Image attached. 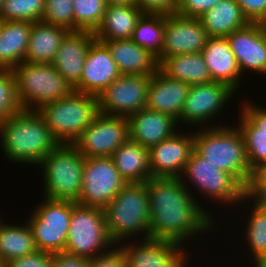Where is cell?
<instances>
[{
  "label": "cell",
  "mask_w": 266,
  "mask_h": 267,
  "mask_svg": "<svg viewBox=\"0 0 266 267\" xmlns=\"http://www.w3.org/2000/svg\"><path fill=\"white\" fill-rule=\"evenodd\" d=\"M185 183L180 178L147 181L151 239L183 244L187 238L208 232L214 226L213 216L195 202Z\"/></svg>",
  "instance_id": "obj_1"
},
{
  "label": "cell",
  "mask_w": 266,
  "mask_h": 267,
  "mask_svg": "<svg viewBox=\"0 0 266 267\" xmlns=\"http://www.w3.org/2000/svg\"><path fill=\"white\" fill-rule=\"evenodd\" d=\"M5 156L10 161L40 165L59 145L37 110H24L0 122Z\"/></svg>",
  "instance_id": "obj_2"
},
{
  "label": "cell",
  "mask_w": 266,
  "mask_h": 267,
  "mask_svg": "<svg viewBox=\"0 0 266 267\" xmlns=\"http://www.w3.org/2000/svg\"><path fill=\"white\" fill-rule=\"evenodd\" d=\"M205 129L194 134V151L219 170L230 173L245 188L251 168L240 129L226 125Z\"/></svg>",
  "instance_id": "obj_3"
},
{
  "label": "cell",
  "mask_w": 266,
  "mask_h": 267,
  "mask_svg": "<svg viewBox=\"0 0 266 267\" xmlns=\"http://www.w3.org/2000/svg\"><path fill=\"white\" fill-rule=\"evenodd\" d=\"M109 237L114 243L144 233L150 239V198L147 182L128 183L103 209Z\"/></svg>",
  "instance_id": "obj_4"
},
{
  "label": "cell",
  "mask_w": 266,
  "mask_h": 267,
  "mask_svg": "<svg viewBox=\"0 0 266 267\" xmlns=\"http://www.w3.org/2000/svg\"><path fill=\"white\" fill-rule=\"evenodd\" d=\"M37 111L59 144H73L99 113L98 97L74 90Z\"/></svg>",
  "instance_id": "obj_5"
},
{
  "label": "cell",
  "mask_w": 266,
  "mask_h": 267,
  "mask_svg": "<svg viewBox=\"0 0 266 267\" xmlns=\"http://www.w3.org/2000/svg\"><path fill=\"white\" fill-rule=\"evenodd\" d=\"M85 157L73 144H59L40 163L45 197L77 203L82 190Z\"/></svg>",
  "instance_id": "obj_6"
},
{
  "label": "cell",
  "mask_w": 266,
  "mask_h": 267,
  "mask_svg": "<svg viewBox=\"0 0 266 267\" xmlns=\"http://www.w3.org/2000/svg\"><path fill=\"white\" fill-rule=\"evenodd\" d=\"M12 71L18 101L24 110H37L41 105L59 100L74 91L52 64L23 61Z\"/></svg>",
  "instance_id": "obj_7"
},
{
  "label": "cell",
  "mask_w": 266,
  "mask_h": 267,
  "mask_svg": "<svg viewBox=\"0 0 266 267\" xmlns=\"http://www.w3.org/2000/svg\"><path fill=\"white\" fill-rule=\"evenodd\" d=\"M112 246H115V243L108 235L103 208L72 202L71 221L64 251L91 259L108 252L106 248Z\"/></svg>",
  "instance_id": "obj_8"
},
{
  "label": "cell",
  "mask_w": 266,
  "mask_h": 267,
  "mask_svg": "<svg viewBox=\"0 0 266 267\" xmlns=\"http://www.w3.org/2000/svg\"><path fill=\"white\" fill-rule=\"evenodd\" d=\"M43 200L45 202L40 203L27 220L36 247L50 253L64 251L71 221L72 201Z\"/></svg>",
  "instance_id": "obj_9"
},
{
  "label": "cell",
  "mask_w": 266,
  "mask_h": 267,
  "mask_svg": "<svg viewBox=\"0 0 266 267\" xmlns=\"http://www.w3.org/2000/svg\"><path fill=\"white\" fill-rule=\"evenodd\" d=\"M185 176L198 188V191H203L204 195H208L214 201L223 202V204L233 202V205L246 200L245 188L230 173L219 170L194 150L181 174L182 182L186 180Z\"/></svg>",
  "instance_id": "obj_10"
},
{
  "label": "cell",
  "mask_w": 266,
  "mask_h": 267,
  "mask_svg": "<svg viewBox=\"0 0 266 267\" xmlns=\"http://www.w3.org/2000/svg\"><path fill=\"white\" fill-rule=\"evenodd\" d=\"M127 184L111 157L85 158L77 204L104 209Z\"/></svg>",
  "instance_id": "obj_11"
},
{
  "label": "cell",
  "mask_w": 266,
  "mask_h": 267,
  "mask_svg": "<svg viewBox=\"0 0 266 267\" xmlns=\"http://www.w3.org/2000/svg\"><path fill=\"white\" fill-rule=\"evenodd\" d=\"M129 139L127 117L99 112L73 145L85 158L111 157Z\"/></svg>",
  "instance_id": "obj_12"
},
{
  "label": "cell",
  "mask_w": 266,
  "mask_h": 267,
  "mask_svg": "<svg viewBox=\"0 0 266 267\" xmlns=\"http://www.w3.org/2000/svg\"><path fill=\"white\" fill-rule=\"evenodd\" d=\"M151 77L120 75L98 96L99 112L128 117L145 108Z\"/></svg>",
  "instance_id": "obj_13"
},
{
  "label": "cell",
  "mask_w": 266,
  "mask_h": 267,
  "mask_svg": "<svg viewBox=\"0 0 266 267\" xmlns=\"http://www.w3.org/2000/svg\"><path fill=\"white\" fill-rule=\"evenodd\" d=\"M234 92L228 85L215 81L190 85L177 123L182 121L198 126L214 119L218 112L221 115V109L229 102L230 97H233Z\"/></svg>",
  "instance_id": "obj_14"
},
{
  "label": "cell",
  "mask_w": 266,
  "mask_h": 267,
  "mask_svg": "<svg viewBox=\"0 0 266 267\" xmlns=\"http://www.w3.org/2000/svg\"><path fill=\"white\" fill-rule=\"evenodd\" d=\"M209 38L199 18L167 15L163 48L157 60L160 63L165 57L202 52Z\"/></svg>",
  "instance_id": "obj_15"
},
{
  "label": "cell",
  "mask_w": 266,
  "mask_h": 267,
  "mask_svg": "<svg viewBox=\"0 0 266 267\" xmlns=\"http://www.w3.org/2000/svg\"><path fill=\"white\" fill-rule=\"evenodd\" d=\"M135 244L130 242L119 246L124 253L126 267H188L189 258L180 243L150 238Z\"/></svg>",
  "instance_id": "obj_16"
},
{
  "label": "cell",
  "mask_w": 266,
  "mask_h": 267,
  "mask_svg": "<svg viewBox=\"0 0 266 267\" xmlns=\"http://www.w3.org/2000/svg\"><path fill=\"white\" fill-rule=\"evenodd\" d=\"M187 135V136H186ZM194 150V132H176L149 149L151 178H180Z\"/></svg>",
  "instance_id": "obj_17"
},
{
  "label": "cell",
  "mask_w": 266,
  "mask_h": 267,
  "mask_svg": "<svg viewBox=\"0 0 266 267\" xmlns=\"http://www.w3.org/2000/svg\"><path fill=\"white\" fill-rule=\"evenodd\" d=\"M120 75L107 46L95 40L89 47L80 82L74 90L98 97Z\"/></svg>",
  "instance_id": "obj_18"
},
{
  "label": "cell",
  "mask_w": 266,
  "mask_h": 267,
  "mask_svg": "<svg viewBox=\"0 0 266 267\" xmlns=\"http://www.w3.org/2000/svg\"><path fill=\"white\" fill-rule=\"evenodd\" d=\"M227 40L243 72L266 73V35L259 23H248L245 27L228 35ZM250 69V70H249Z\"/></svg>",
  "instance_id": "obj_19"
},
{
  "label": "cell",
  "mask_w": 266,
  "mask_h": 267,
  "mask_svg": "<svg viewBox=\"0 0 266 267\" xmlns=\"http://www.w3.org/2000/svg\"><path fill=\"white\" fill-rule=\"evenodd\" d=\"M95 40L94 32L70 31L56 53L52 65L73 88L80 82L87 52Z\"/></svg>",
  "instance_id": "obj_20"
},
{
  "label": "cell",
  "mask_w": 266,
  "mask_h": 267,
  "mask_svg": "<svg viewBox=\"0 0 266 267\" xmlns=\"http://www.w3.org/2000/svg\"><path fill=\"white\" fill-rule=\"evenodd\" d=\"M130 140L151 148L176 133L177 120L172 116L142 108L127 117Z\"/></svg>",
  "instance_id": "obj_21"
},
{
  "label": "cell",
  "mask_w": 266,
  "mask_h": 267,
  "mask_svg": "<svg viewBox=\"0 0 266 267\" xmlns=\"http://www.w3.org/2000/svg\"><path fill=\"white\" fill-rule=\"evenodd\" d=\"M189 87L182 81L169 78L159 69L150 79L145 107L168 114L178 121Z\"/></svg>",
  "instance_id": "obj_22"
},
{
  "label": "cell",
  "mask_w": 266,
  "mask_h": 267,
  "mask_svg": "<svg viewBox=\"0 0 266 267\" xmlns=\"http://www.w3.org/2000/svg\"><path fill=\"white\" fill-rule=\"evenodd\" d=\"M212 81L228 85L235 92L241 71L226 37H210L202 50Z\"/></svg>",
  "instance_id": "obj_23"
},
{
  "label": "cell",
  "mask_w": 266,
  "mask_h": 267,
  "mask_svg": "<svg viewBox=\"0 0 266 267\" xmlns=\"http://www.w3.org/2000/svg\"><path fill=\"white\" fill-rule=\"evenodd\" d=\"M100 42L109 49L121 75L153 76L159 70L157 57L131 39Z\"/></svg>",
  "instance_id": "obj_24"
},
{
  "label": "cell",
  "mask_w": 266,
  "mask_h": 267,
  "mask_svg": "<svg viewBox=\"0 0 266 267\" xmlns=\"http://www.w3.org/2000/svg\"><path fill=\"white\" fill-rule=\"evenodd\" d=\"M69 32L66 28L42 21L32 23L25 61L52 64L63 39Z\"/></svg>",
  "instance_id": "obj_25"
},
{
  "label": "cell",
  "mask_w": 266,
  "mask_h": 267,
  "mask_svg": "<svg viewBox=\"0 0 266 267\" xmlns=\"http://www.w3.org/2000/svg\"><path fill=\"white\" fill-rule=\"evenodd\" d=\"M143 13L135 4H107L103 20L94 32L96 40L130 39L137 21Z\"/></svg>",
  "instance_id": "obj_26"
},
{
  "label": "cell",
  "mask_w": 266,
  "mask_h": 267,
  "mask_svg": "<svg viewBox=\"0 0 266 267\" xmlns=\"http://www.w3.org/2000/svg\"><path fill=\"white\" fill-rule=\"evenodd\" d=\"M159 69L169 78L182 81L188 85L212 82L202 52L165 57L159 63Z\"/></svg>",
  "instance_id": "obj_27"
},
{
  "label": "cell",
  "mask_w": 266,
  "mask_h": 267,
  "mask_svg": "<svg viewBox=\"0 0 266 267\" xmlns=\"http://www.w3.org/2000/svg\"><path fill=\"white\" fill-rule=\"evenodd\" d=\"M111 158L127 183H143L151 178L149 148L129 139L111 155Z\"/></svg>",
  "instance_id": "obj_28"
},
{
  "label": "cell",
  "mask_w": 266,
  "mask_h": 267,
  "mask_svg": "<svg viewBox=\"0 0 266 267\" xmlns=\"http://www.w3.org/2000/svg\"><path fill=\"white\" fill-rule=\"evenodd\" d=\"M32 22L4 21L0 36V69H13L25 61Z\"/></svg>",
  "instance_id": "obj_29"
},
{
  "label": "cell",
  "mask_w": 266,
  "mask_h": 267,
  "mask_svg": "<svg viewBox=\"0 0 266 267\" xmlns=\"http://www.w3.org/2000/svg\"><path fill=\"white\" fill-rule=\"evenodd\" d=\"M209 37H227L249 22L242 14L236 0H220L215 6L199 17Z\"/></svg>",
  "instance_id": "obj_30"
},
{
  "label": "cell",
  "mask_w": 266,
  "mask_h": 267,
  "mask_svg": "<svg viewBox=\"0 0 266 267\" xmlns=\"http://www.w3.org/2000/svg\"><path fill=\"white\" fill-rule=\"evenodd\" d=\"M1 218V217H0ZM31 228L26 225L4 224L0 219V264L37 251Z\"/></svg>",
  "instance_id": "obj_31"
},
{
  "label": "cell",
  "mask_w": 266,
  "mask_h": 267,
  "mask_svg": "<svg viewBox=\"0 0 266 267\" xmlns=\"http://www.w3.org/2000/svg\"><path fill=\"white\" fill-rule=\"evenodd\" d=\"M165 23L166 15L143 13L130 39L158 57L163 48Z\"/></svg>",
  "instance_id": "obj_32"
},
{
  "label": "cell",
  "mask_w": 266,
  "mask_h": 267,
  "mask_svg": "<svg viewBox=\"0 0 266 267\" xmlns=\"http://www.w3.org/2000/svg\"><path fill=\"white\" fill-rule=\"evenodd\" d=\"M249 223L247 225L246 239L252 251L254 266L257 267L266 260V202L255 201Z\"/></svg>",
  "instance_id": "obj_33"
},
{
  "label": "cell",
  "mask_w": 266,
  "mask_h": 267,
  "mask_svg": "<svg viewBox=\"0 0 266 267\" xmlns=\"http://www.w3.org/2000/svg\"><path fill=\"white\" fill-rule=\"evenodd\" d=\"M106 0H73L74 31L95 32L106 11Z\"/></svg>",
  "instance_id": "obj_34"
},
{
  "label": "cell",
  "mask_w": 266,
  "mask_h": 267,
  "mask_svg": "<svg viewBox=\"0 0 266 267\" xmlns=\"http://www.w3.org/2000/svg\"><path fill=\"white\" fill-rule=\"evenodd\" d=\"M240 129L244 143L247 161L252 169L259 163L266 162V133H256V127L242 114H239Z\"/></svg>",
  "instance_id": "obj_35"
},
{
  "label": "cell",
  "mask_w": 266,
  "mask_h": 267,
  "mask_svg": "<svg viewBox=\"0 0 266 267\" xmlns=\"http://www.w3.org/2000/svg\"><path fill=\"white\" fill-rule=\"evenodd\" d=\"M45 0H4L0 17L4 21L38 22Z\"/></svg>",
  "instance_id": "obj_36"
},
{
  "label": "cell",
  "mask_w": 266,
  "mask_h": 267,
  "mask_svg": "<svg viewBox=\"0 0 266 267\" xmlns=\"http://www.w3.org/2000/svg\"><path fill=\"white\" fill-rule=\"evenodd\" d=\"M22 110L11 69H0V122Z\"/></svg>",
  "instance_id": "obj_37"
},
{
  "label": "cell",
  "mask_w": 266,
  "mask_h": 267,
  "mask_svg": "<svg viewBox=\"0 0 266 267\" xmlns=\"http://www.w3.org/2000/svg\"><path fill=\"white\" fill-rule=\"evenodd\" d=\"M41 21L74 31L73 0H45Z\"/></svg>",
  "instance_id": "obj_38"
},
{
  "label": "cell",
  "mask_w": 266,
  "mask_h": 267,
  "mask_svg": "<svg viewBox=\"0 0 266 267\" xmlns=\"http://www.w3.org/2000/svg\"><path fill=\"white\" fill-rule=\"evenodd\" d=\"M266 202V162L257 164L251 169L249 180L245 186V199Z\"/></svg>",
  "instance_id": "obj_39"
},
{
  "label": "cell",
  "mask_w": 266,
  "mask_h": 267,
  "mask_svg": "<svg viewBox=\"0 0 266 267\" xmlns=\"http://www.w3.org/2000/svg\"><path fill=\"white\" fill-rule=\"evenodd\" d=\"M53 253L37 250L34 253L10 260L3 267H50Z\"/></svg>",
  "instance_id": "obj_40"
},
{
  "label": "cell",
  "mask_w": 266,
  "mask_h": 267,
  "mask_svg": "<svg viewBox=\"0 0 266 267\" xmlns=\"http://www.w3.org/2000/svg\"><path fill=\"white\" fill-rule=\"evenodd\" d=\"M135 5L146 14L167 16L177 13L178 0H135Z\"/></svg>",
  "instance_id": "obj_41"
},
{
  "label": "cell",
  "mask_w": 266,
  "mask_h": 267,
  "mask_svg": "<svg viewBox=\"0 0 266 267\" xmlns=\"http://www.w3.org/2000/svg\"><path fill=\"white\" fill-rule=\"evenodd\" d=\"M220 0H178L177 14L199 18Z\"/></svg>",
  "instance_id": "obj_42"
},
{
  "label": "cell",
  "mask_w": 266,
  "mask_h": 267,
  "mask_svg": "<svg viewBox=\"0 0 266 267\" xmlns=\"http://www.w3.org/2000/svg\"><path fill=\"white\" fill-rule=\"evenodd\" d=\"M118 247V248H117ZM108 252L89 259L88 267H126L124 253L119 246Z\"/></svg>",
  "instance_id": "obj_43"
},
{
  "label": "cell",
  "mask_w": 266,
  "mask_h": 267,
  "mask_svg": "<svg viewBox=\"0 0 266 267\" xmlns=\"http://www.w3.org/2000/svg\"><path fill=\"white\" fill-rule=\"evenodd\" d=\"M249 23H258L266 15V0H236Z\"/></svg>",
  "instance_id": "obj_44"
},
{
  "label": "cell",
  "mask_w": 266,
  "mask_h": 267,
  "mask_svg": "<svg viewBox=\"0 0 266 267\" xmlns=\"http://www.w3.org/2000/svg\"><path fill=\"white\" fill-rule=\"evenodd\" d=\"M242 106L241 113L256 127V133H266V108L258 107L255 103L252 105L248 101Z\"/></svg>",
  "instance_id": "obj_45"
},
{
  "label": "cell",
  "mask_w": 266,
  "mask_h": 267,
  "mask_svg": "<svg viewBox=\"0 0 266 267\" xmlns=\"http://www.w3.org/2000/svg\"><path fill=\"white\" fill-rule=\"evenodd\" d=\"M89 259L65 251L53 253L50 267H88Z\"/></svg>",
  "instance_id": "obj_46"
},
{
  "label": "cell",
  "mask_w": 266,
  "mask_h": 267,
  "mask_svg": "<svg viewBox=\"0 0 266 267\" xmlns=\"http://www.w3.org/2000/svg\"><path fill=\"white\" fill-rule=\"evenodd\" d=\"M107 4L133 5L135 0H106Z\"/></svg>",
  "instance_id": "obj_47"
},
{
  "label": "cell",
  "mask_w": 266,
  "mask_h": 267,
  "mask_svg": "<svg viewBox=\"0 0 266 267\" xmlns=\"http://www.w3.org/2000/svg\"><path fill=\"white\" fill-rule=\"evenodd\" d=\"M262 32L266 35V15L258 22Z\"/></svg>",
  "instance_id": "obj_48"
},
{
  "label": "cell",
  "mask_w": 266,
  "mask_h": 267,
  "mask_svg": "<svg viewBox=\"0 0 266 267\" xmlns=\"http://www.w3.org/2000/svg\"><path fill=\"white\" fill-rule=\"evenodd\" d=\"M3 24H4V20L0 17V36H1V33H2Z\"/></svg>",
  "instance_id": "obj_49"
},
{
  "label": "cell",
  "mask_w": 266,
  "mask_h": 267,
  "mask_svg": "<svg viewBox=\"0 0 266 267\" xmlns=\"http://www.w3.org/2000/svg\"><path fill=\"white\" fill-rule=\"evenodd\" d=\"M257 267H266V260L262 261Z\"/></svg>",
  "instance_id": "obj_50"
},
{
  "label": "cell",
  "mask_w": 266,
  "mask_h": 267,
  "mask_svg": "<svg viewBox=\"0 0 266 267\" xmlns=\"http://www.w3.org/2000/svg\"><path fill=\"white\" fill-rule=\"evenodd\" d=\"M3 2H4V0H0V14H1L2 6H3Z\"/></svg>",
  "instance_id": "obj_51"
}]
</instances>
